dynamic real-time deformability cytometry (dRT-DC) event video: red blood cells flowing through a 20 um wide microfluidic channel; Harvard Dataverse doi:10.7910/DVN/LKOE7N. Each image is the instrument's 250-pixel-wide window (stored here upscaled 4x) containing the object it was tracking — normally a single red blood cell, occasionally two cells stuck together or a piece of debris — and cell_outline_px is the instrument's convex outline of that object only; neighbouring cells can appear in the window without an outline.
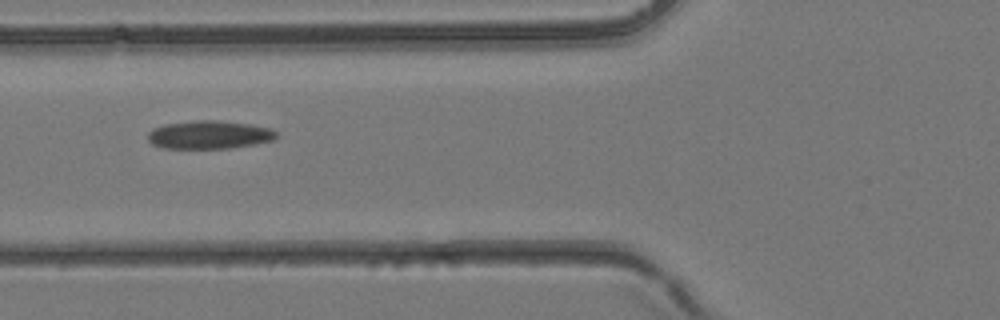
{"species": "common noctule bat (a hibernating species)", "species_latin": "Nyctalus noctula", "temperature_condition": "room temperature", "stored_images_in_passage": 5, "camera_frame_rate_fps": 3000, "um_per_image_px": 0.085, "animal": {"sex": "female", "body_mass_g": 24.6, "forearm_length_mm": 56.2}, "frame": {"image": 1, "passage_image": 5, "time_ms": 1.333, "image_size_px": [1000, 320], "cell_outline_px": [[280, 136], [276, 140], [228, 148], [164, 148], [152, 144], [148, 140], [148, 132], [152, 128], [164, 124], [196, 120], [216, 120], [248, 124], [272, 128]], "centroid_in_image_um": [17.8, 11.45], "position_along_channel_um": 108.0, "area_um2": 21.21}}